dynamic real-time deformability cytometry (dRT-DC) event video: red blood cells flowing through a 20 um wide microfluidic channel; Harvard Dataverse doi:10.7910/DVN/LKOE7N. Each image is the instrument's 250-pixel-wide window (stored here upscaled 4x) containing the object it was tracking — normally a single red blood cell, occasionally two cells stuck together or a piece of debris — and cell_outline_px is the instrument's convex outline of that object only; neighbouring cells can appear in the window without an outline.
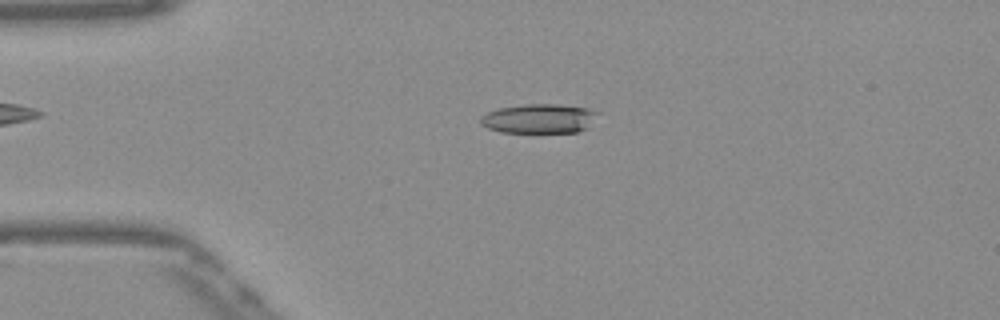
{"species": "Egyptian fruit bat (a non-hibernating species)", "species_latin": "Rousettus aegyptiacus", "temperature_condition": "warm", "stored_images_in_passage": 49, "camera_frame_rate_fps": 3000, "um_per_image_px": 0.085, "frame": {"image": 1, "passage_image": 9, "time_ms": 2.667, "image_size_px": [1000, 320], "cell_outline_px": [[600, 112], [588, 128], [580, 132], [500, 132], [488, 128], [480, 124], [480, 116], [496, 108], [528, 104], [556, 104], [588, 108]], "centroid_in_image_um": [45.83, 10.08], "position_along_channel_um": 39.2, "area_um2": 20.23}}
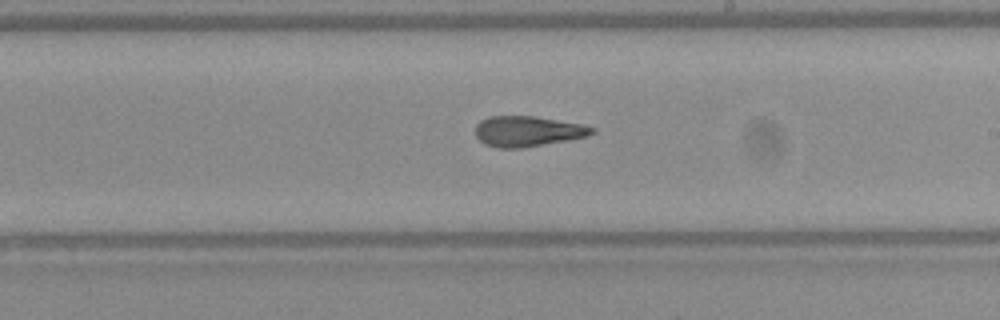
{"frame": {"image": 2, "passage_image": 27, "time_ms": 8.667, "image_size_px": [1000, 320], "cell_outline_px": [[596, 132], [588, 136], [520, 148], [500, 148], [484, 144], [476, 136], [476, 124], [480, 120], [488, 116], [532, 116], [584, 124], [596, 128]], "centroid_in_image_um": [44.85, 11.15], "position_along_channel_um": 244.1, "area_um2": 20.63}}
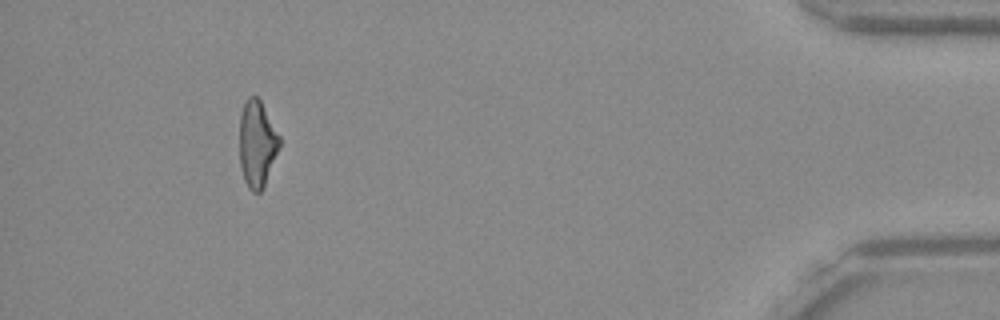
{"frame": {"image": 3, "passage_image": 45, "time_ms": 14.667, "image_size_px": [1000, 320], "cell_outline_px": [[280, 148], [264, 188], [260, 192], [252, 192], [248, 188], [244, 180], [240, 164], [240, 112], [244, 100], [248, 96], [256, 96], [260, 100], [280, 136]], "centroid_in_image_um": [21.85, 12.23], "position_along_channel_um": 413.3, "area_um2": 20.46}, "authors_computed_cell_mechanics": {"area_um2": 20.9814, "velocity_mm_per_s": 3.8957, "shape_relaxation_time_tau1_ms": null, "shape_relaxation_time_tau2_ms": 3.0902, "deformation_change_tau1": null, "deformation_change_tau2": 0.1369}}